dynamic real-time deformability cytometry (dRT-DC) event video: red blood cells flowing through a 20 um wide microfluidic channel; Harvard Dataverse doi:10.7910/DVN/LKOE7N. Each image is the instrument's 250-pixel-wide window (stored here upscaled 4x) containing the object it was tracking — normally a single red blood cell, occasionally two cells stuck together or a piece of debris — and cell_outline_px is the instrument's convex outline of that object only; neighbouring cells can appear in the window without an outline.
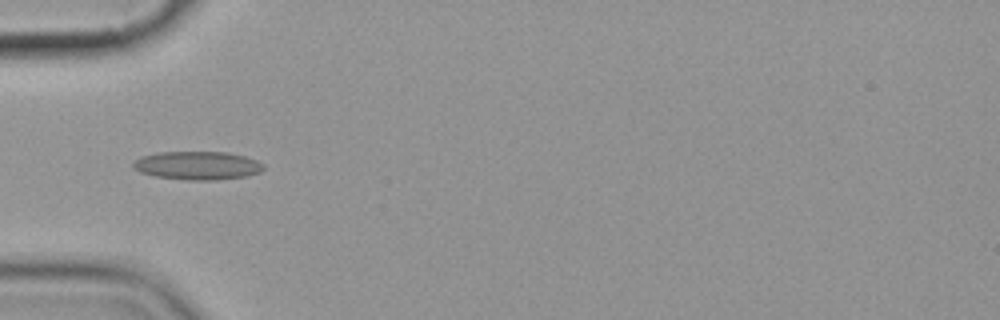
{"species": "common noctule bat (a hibernating species)", "species_latin": "Nyctalus noctula", "temperature_condition": "cold", "stored_images_in_passage": 10, "camera_frame_rate_fps": 3000, "um_per_image_px": 0.085, "animal": {"sex": "female", "body_mass_g": 19.9}, "frame": {"image": 1, "passage_image": 4, "time_ms": 3.667, "image_size_px": [1000, 320], "cell_outline_px": [[264, 168], [260, 172], [248, 176], [216, 180], [188, 180], [156, 176], [140, 172], [132, 168], [132, 164], [136, 160], [144, 156], [160, 152], [228, 152], [244, 156], [256, 160], [264, 164]], "centroid_in_image_um": [16.82, 14.07], "position_along_channel_um": 68.2, "area_um2": 21.5}}
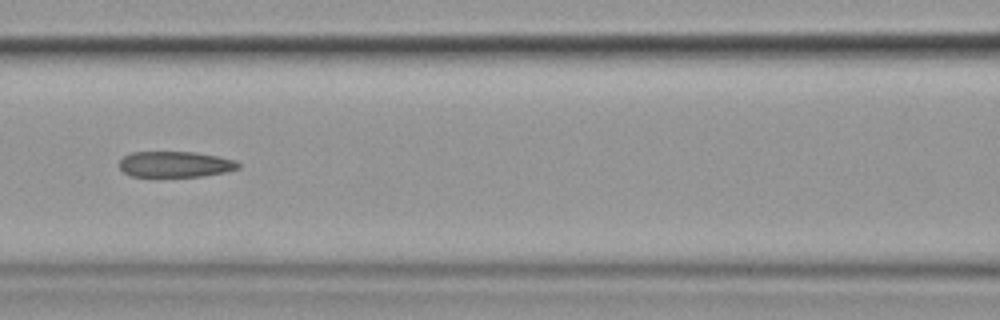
{"frame": {"image": 2, "passage_image": 6, "time_ms": 6.0, "image_size_px": [1000, 320], "cell_outline_px": [[240, 168], [224, 172], [204, 176], [132, 176], [124, 172], [120, 168], [120, 160], [124, 156], [132, 152], [196, 152], [236, 160], [240, 164]], "centroid_in_image_um": [14.91, 13.96], "position_along_channel_um": 151.7, "area_um2": 17.8}}
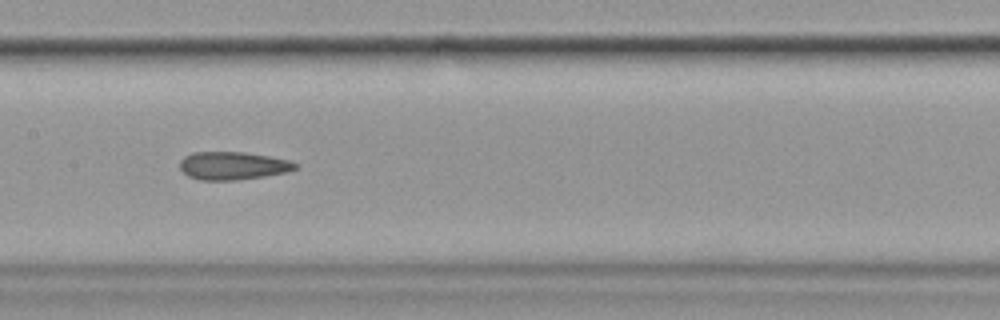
{"frame": {"image": 3, "passage_image": 7, "time_ms": 7.0, "image_size_px": [1000, 320], "cell_outline_px": [[300, 168], [288, 172], [264, 176], [236, 180], [200, 180], [188, 176], [180, 168], [180, 160], [184, 156], [192, 152], [244, 152], [268, 156], [288, 160], [300, 164]], "centroid_in_image_um": [19.82, 14.08], "position_along_channel_um": 187.6, "area_um2": 18.96}}